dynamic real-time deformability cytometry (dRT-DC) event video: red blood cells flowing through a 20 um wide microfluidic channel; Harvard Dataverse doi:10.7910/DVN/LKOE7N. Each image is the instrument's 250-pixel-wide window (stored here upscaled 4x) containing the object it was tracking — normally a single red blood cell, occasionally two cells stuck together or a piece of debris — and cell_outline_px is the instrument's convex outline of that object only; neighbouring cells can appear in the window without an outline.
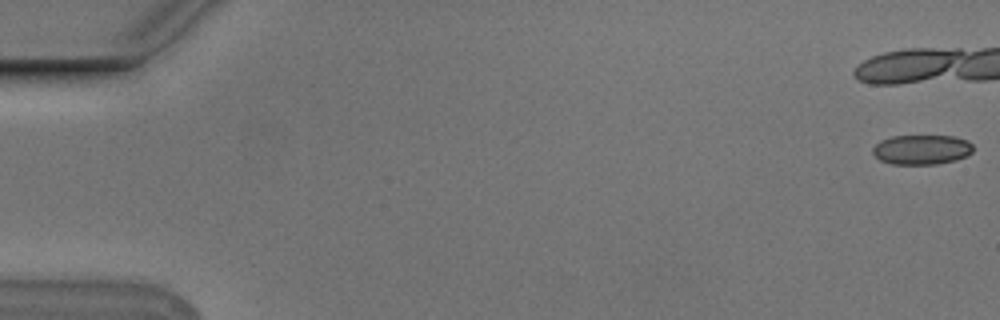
{"species": "Egyptian fruit bat (a non-hibernating species)", "species_latin": "Rousettus aegyptiacus", "temperature_condition": "cold", "stored_images_in_passage": 18, "camera_frame_rate_fps": 3000, "um_per_image_px": 0.085, "animal": {"sex": "male"}, "frame": {"image": 1, "passage_image": 1, "time_ms": 0.0, "image_size_px": [1000, 320], "cell_outline_px": [[972, 152], [968, 156], [956, 160], [936, 164], [892, 164], [880, 160], [872, 152], [872, 148], [880, 140], [892, 136], [952, 136], [968, 140], [972, 144]], "centroid_in_image_um": [78.35, 12.72], "position_along_channel_um": 6.7, "area_um2": 17.46}}